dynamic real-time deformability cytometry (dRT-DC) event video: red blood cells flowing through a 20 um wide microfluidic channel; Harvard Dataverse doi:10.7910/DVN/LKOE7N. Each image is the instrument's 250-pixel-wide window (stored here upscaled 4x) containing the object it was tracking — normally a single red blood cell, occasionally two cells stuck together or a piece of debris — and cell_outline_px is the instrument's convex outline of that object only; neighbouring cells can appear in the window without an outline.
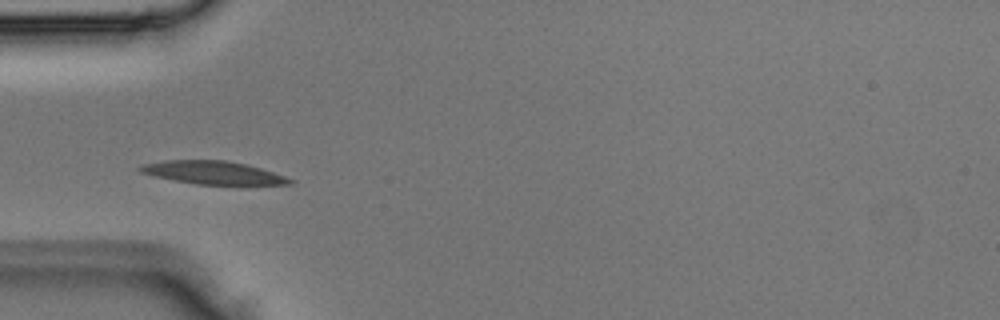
{"species": "Egyptian fruit bat (a non-hibernating species)", "species_latin": "Rousettus aegyptiacus", "temperature_condition": "room temperature", "stored_images_in_passage": 2, "camera_frame_rate_fps": 3000, "um_per_image_px": 0.085, "animal": {"sex": "male"}, "frame": {"image": 1, "passage_image": 2, "time_ms": 0.333, "image_size_px": [1000, 320], "cell_outline_px": [[296, 180], [292, 184], [244, 188], [196, 184], [152, 176], [140, 172], [136, 168], [140, 164], [164, 160], [224, 160], [248, 164]], "centroid_in_image_um": [18.21, 14.73], "position_along_channel_um": 66.8, "area_um2": 21.5}}